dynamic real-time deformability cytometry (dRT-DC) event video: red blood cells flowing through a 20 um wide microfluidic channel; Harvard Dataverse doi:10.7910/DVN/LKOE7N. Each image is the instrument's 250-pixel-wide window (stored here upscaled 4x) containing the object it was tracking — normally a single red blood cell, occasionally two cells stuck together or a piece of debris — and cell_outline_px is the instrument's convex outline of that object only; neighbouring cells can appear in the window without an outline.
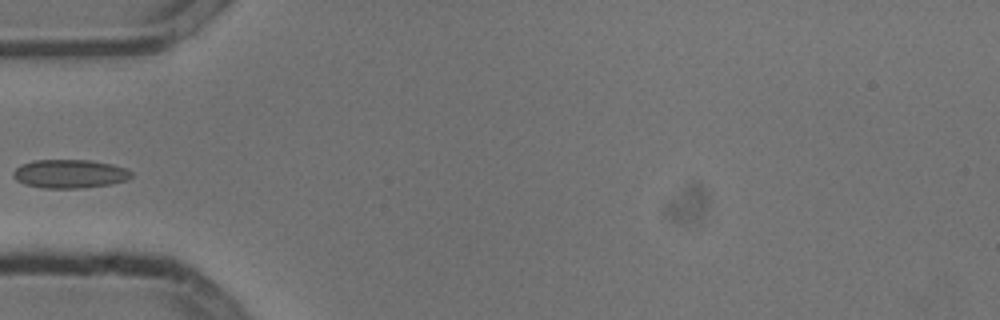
{"species": "common noctule bat (a hibernating species)", "species_latin": "Nyctalus noctula", "temperature_condition": "cold", "stored_images_in_passage": 5, "camera_frame_rate_fps": 3000, "um_per_image_px": 0.085, "animal": {"sex": "male", "body_mass_g": 13.3}, "frame": {"image": 1, "passage_image": 5, "time_ms": 1.333, "image_size_px": [1000, 320], "cell_outline_px": [[132, 176], [128, 180], [112, 184], [80, 188], [40, 188], [24, 184], [16, 180], [12, 176], [12, 172], [16, 168], [24, 164], [36, 160], [88, 160], [112, 164], [128, 168], [132, 172]], "centroid_in_image_um": [5.95, 14.78], "position_along_channel_um": 79.0, "area_um2": 19.83}}